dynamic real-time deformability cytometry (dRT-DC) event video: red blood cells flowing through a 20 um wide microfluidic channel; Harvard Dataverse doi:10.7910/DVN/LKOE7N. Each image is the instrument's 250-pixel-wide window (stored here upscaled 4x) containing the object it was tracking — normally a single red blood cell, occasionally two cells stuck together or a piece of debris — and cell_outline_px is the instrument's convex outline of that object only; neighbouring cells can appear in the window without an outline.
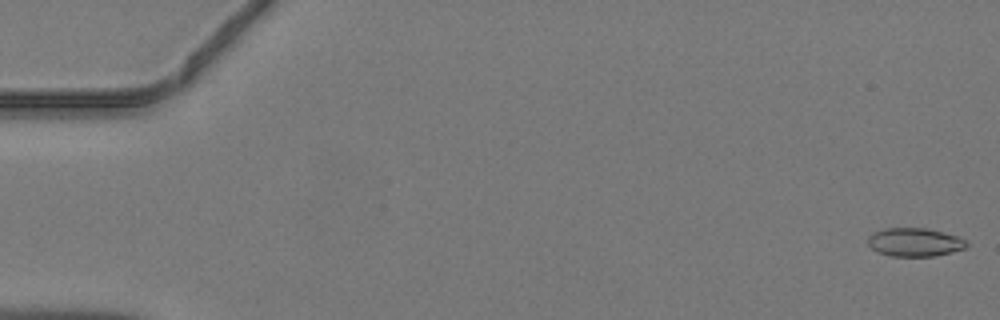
{"species": "common noctule bat (a hibernating species)", "species_latin": "Nyctalus noctula", "temperature_condition": "warm", "stored_images_in_passage": 8, "camera_frame_rate_fps": 3000, "um_per_image_px": 0.085, "animal": {"sex": "male", "body_mass_g": 19.2, "forearm_length_mm": 51.8}, "frame": {"image": 1, "passage_image": 1, "time_ms": 0.0, "image_size_px": [1000, 320], "cell_outline_px": [[968, 244], [964, 248], [952, 252], [936, 256], [892, 256], [876, 252], [868, 244], [868, 236], [872, 232], [884, 228], [928, 228], [944, 232], [956, 236], [964, 240]], "centroid_in_image_um": [77.71, 20.58], "position_along_channel_um": 7.3, "area_um2": 16.42}}